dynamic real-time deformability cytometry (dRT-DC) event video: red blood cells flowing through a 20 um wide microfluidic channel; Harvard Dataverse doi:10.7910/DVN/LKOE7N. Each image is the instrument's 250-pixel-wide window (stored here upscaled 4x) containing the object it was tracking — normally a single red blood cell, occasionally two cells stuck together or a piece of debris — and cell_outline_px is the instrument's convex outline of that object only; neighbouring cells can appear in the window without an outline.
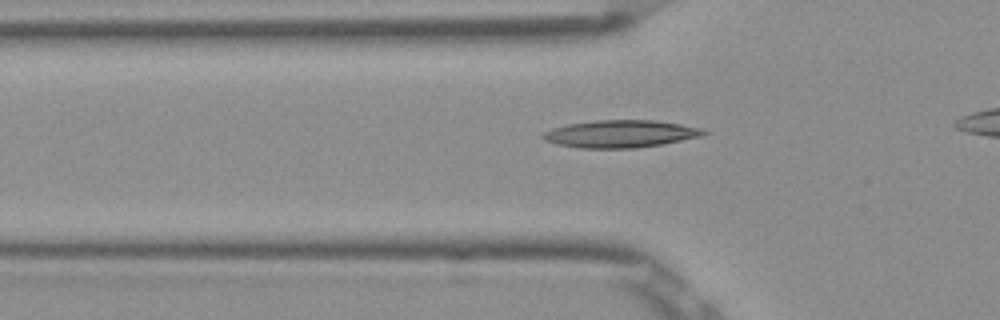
{"species": "Egyptian fruit bat (a non-hibernating species)", "species_latin": "Rousettus aegyptiacus", "temperature_condition": "room temperature", "stored_images_in_passage": 28, "camera_frame_rate_fps": 3000, "um_per_image_px": 0.085, "frame": {"image": 1, "passage_image": 2, "time_ms": 0.333, "image_size_px": [1000, 320], "cell_outline_px": [[708, 132], [700, 136], [664, 144], [636, 148], [580, 148], [556, 144], [544, 140], [540, 136], [544, 132], [552, 128], [568, 124], [596, 120], [656, 120], [704, 128]], "centroid_in_image_um": [52.74, 11.38], "position_along_channel_um": 73.1, "area_um2": 25.78}}
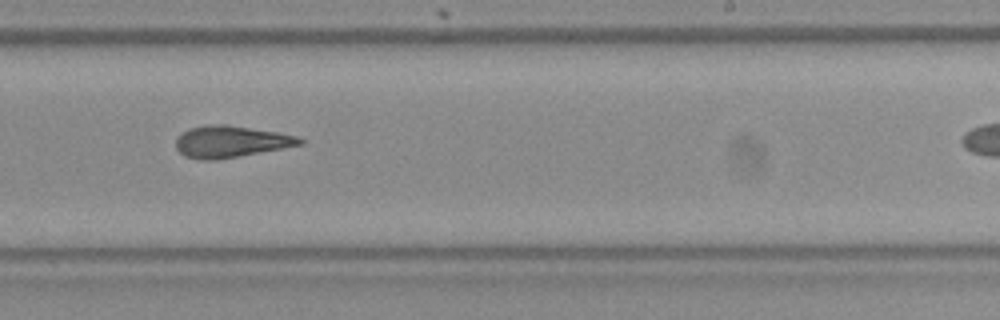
{"frame": {"image": 2, "passage_image": 17, "time_ms": 5.333, "image_size_px": [1000, 320], "cell_outline_px": [[304, 144], [284, 148], [240, 156], [216, 160], [200, 160], [184, 156], [176, 148], [176, 140], [188, 128], [212, 124], [224, 124], [276, 132], [296, 136], [304, 140]], "centroid_in_image_um": [19.61, 12.05], "position_along_channel_um": 269.4, "area_um2": 22.72}}
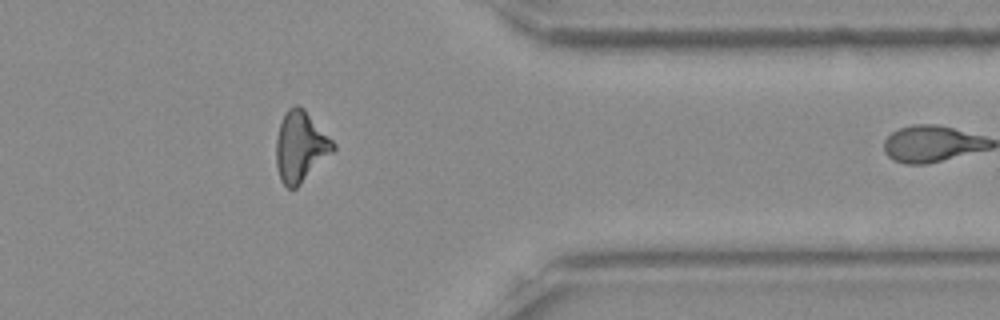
{"frame": {"image": 3, "passage_image": 27, "time_ms": 8.667, "image_size_px": [1000, 320], "cell_outline_px": [[336, 148], [296, 188], [288, 188], [280, 180], [276, 164], [276, 136], [280, 124], [288, 108], [296, 104], [304, 108], [336, 144]], "centroid_in_image_um": [25.53, 12.45], "position_along_channel_um": 385.9, "area_um2": 23.18}}